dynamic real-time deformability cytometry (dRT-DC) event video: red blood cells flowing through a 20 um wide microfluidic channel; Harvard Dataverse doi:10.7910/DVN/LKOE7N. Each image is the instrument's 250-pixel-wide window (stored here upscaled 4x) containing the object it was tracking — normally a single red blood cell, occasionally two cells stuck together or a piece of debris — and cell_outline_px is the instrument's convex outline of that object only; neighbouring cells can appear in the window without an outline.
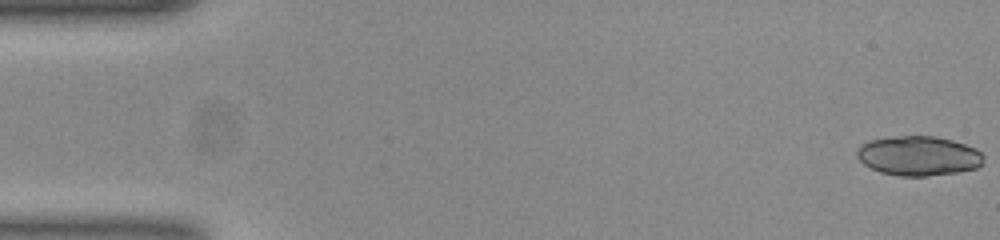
{"species": "common noctule bat (a hibernating species)", "species_latin": "Nyctalus noctula", "temperature_condition": "room temperature", "stored_images_in_passage": 52, "segment_of_instrument_passage": [1, 2], "camera_frame_rate_fps": 3000, "um_per_image_px": 0.085, "animal": {"sex": "female", "body_mass_g": 23.0, "forearm_length_mm": 53.4}, "frame": {"image": 1, "passage_image": 1, "time_ms": 0.0, "image_size_px": [1000, 240], "cell_outline_px": [[984, 164], [976, 168], [956, 172], [924, 176], [900, 176], [880, 172], [864, 164], [856, 156], [856, 152], [860, 144], [868, 140], [900, 136], [936, 136], [952, 140], [976, 148], [984, 156]], "centroid_in_image_um": [78.08, 13.24], "position_along_channel_um": 6.9, "area_um2": 29.25}}
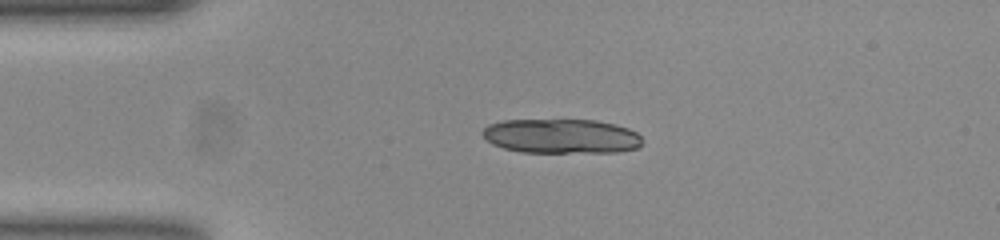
{"frame": {"image": 2, "passage_image": 12, "time_ms": 3.667, "image_size_px": [1000, 240], "cell_outline_px": [[644, 144], [636, 148], [616, 152], [524, 152], [504, 148], [492, 144], [480, 132], [488, 124], [504, 120], [596, 120], [616, 124], [628, 128], [636, 132], [644, 140]], "centroid_in_image_um": [47.74, 11.57], "position_along_channel_um": 37.3, "area_um2": 32.25}}